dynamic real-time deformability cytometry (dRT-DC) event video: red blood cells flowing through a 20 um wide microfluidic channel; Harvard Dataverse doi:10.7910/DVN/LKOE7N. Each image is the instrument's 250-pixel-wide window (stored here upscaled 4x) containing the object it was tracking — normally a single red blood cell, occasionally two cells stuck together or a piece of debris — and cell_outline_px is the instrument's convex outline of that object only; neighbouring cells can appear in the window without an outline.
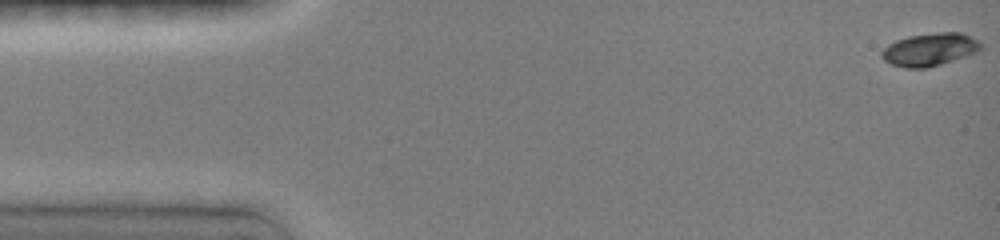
{"species": "common noctule bat (a hibernating species)", "species_latin": "Nyctalus noctula", "temperature_condition": "room temperature", "stored_images_in_passage": 86, "camera_frame_rate_fps": 3000, "um_per_image_px": 0.085, "animal": {"sex": "female", "body_mass_g": 19.0, "forearm_length_mm": 51.5}, "frame": {"image": 1, "passage_image": 1, "time_ms": 0.0, "image_size_px": [1000, 240], "cell_outline_px": [[984, 48], [976, 52], [928, 68], [904, 68], [892, 64], [884, 60], [880, 56], [880, 52], [888, 44], [896, 40], [908, 36], [940, 32], [960, 32], [980, 40], [984, 44]], "centroid_in_image_um": [79.04, 4.2], "position_along_channel_um": 6.0, "area_um2": 19.07}}
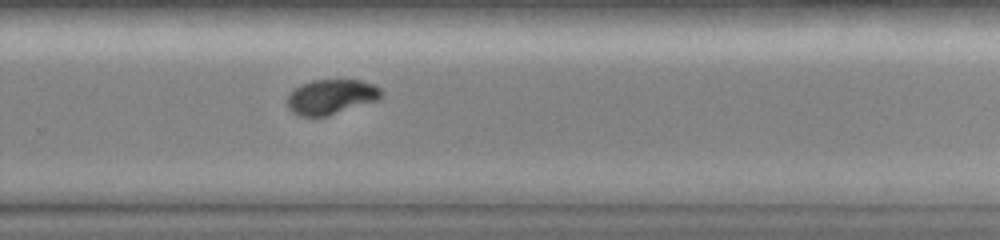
{"frame": {"image": 2, "passage_image": 57, "time_ms": 10.333, "image_size_px": [1000, 240], "cell_outline_px": [[384, 92], [380, 100], [328, 116], [300, 116], [292, 112], [288, 108], [288, 96], [300, 84], [312, 80], [360, 80], [376, 84]], "centroid_in_image_um": [28.21, 8.23], "position_along_channel_um": 301.6, "area_um2": 19.36}}
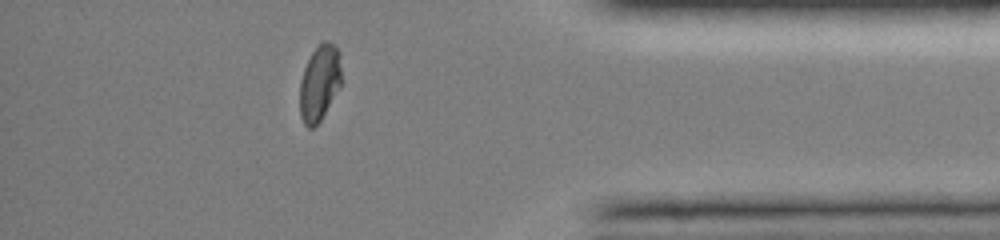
{"frame": {"image": 3, "passage_image": 73, "time_ms": 13.333, "image_size_px": [1000, 240], "cell_outline_px": [[344, 80], [320, 120], [312, 128], [308, 128], [304, 124], [300, 116], [300, 80], [304, 68], [312, 52], [324, 40], [328, 40], [340, 52]], "centroid_in_image_um": [27.19, 7.02], "position_along_channel_um": 408.0, "area_um2": 18.67}, "authors_computed_cell_mechanics": {"area_um2": 19.3919, "velocity_mm_per_s": 4.1221, "shape_relaxation_time_tau1_ms": 3.3281, "shape_relaxation_time_tau2_ms": 1.9625, "deformation_change_tau1": 0.1713, "deformation_change_tau2": 0.0322}}